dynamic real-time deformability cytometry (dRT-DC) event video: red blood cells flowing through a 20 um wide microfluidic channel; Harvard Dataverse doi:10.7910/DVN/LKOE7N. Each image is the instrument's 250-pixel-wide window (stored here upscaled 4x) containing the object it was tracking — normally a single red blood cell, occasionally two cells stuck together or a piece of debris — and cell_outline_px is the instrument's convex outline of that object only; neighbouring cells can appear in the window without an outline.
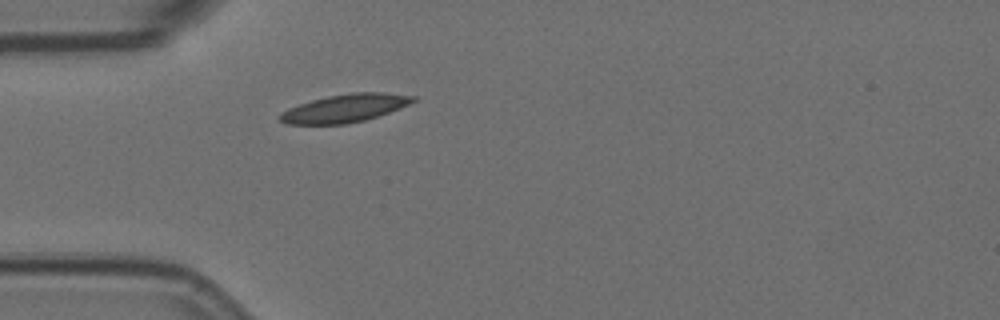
{"species": "Egyptian fruit bat (a non-hibernating species)", "species_latin": "Rousettus aegyptiacus", "temperature_condition": "room temperature", "stored_images_in_passage": 1, "camera_frame_rate_fps": 3000, "um_per_image_px": 0.085, "animal": {"sex": "female"}, "frame": {"image": 1, "passage_image": 1, "time_ms": 0.0, "image_size_px": [1000, 320], "cell_outline_px": [[416, 100], [400, 108], [364, 120], [348, 124], [288, 124], [280, 120], [276, 116], [280, 112], [288, 108], [312, 100], [328, 96], [352, 92], [384, 92], [416, 96]], "centroid_in_image_um": [29.29, 9.19], "position_along_channel_um": 55.7, "area_um2": 21.68}}